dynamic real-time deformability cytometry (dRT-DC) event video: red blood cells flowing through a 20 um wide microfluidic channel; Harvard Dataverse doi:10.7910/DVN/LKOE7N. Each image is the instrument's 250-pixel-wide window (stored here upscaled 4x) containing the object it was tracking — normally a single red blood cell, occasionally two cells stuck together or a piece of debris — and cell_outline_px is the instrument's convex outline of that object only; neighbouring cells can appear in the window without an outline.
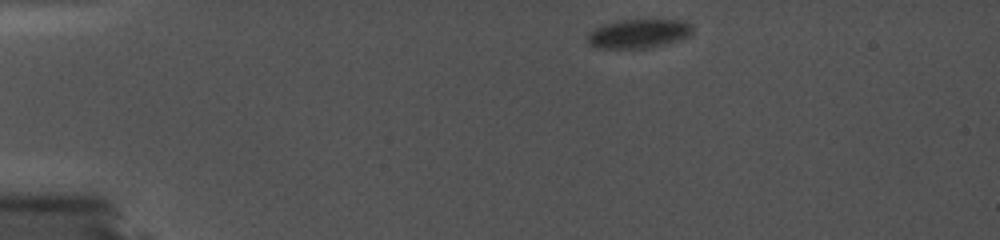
{"species": "common noctule bat (a hibernating species)", "species_latin": "Nyctalus noctula", "temperature_condition": "cold", "stored_images_in_passage": 27, "camera_frame_rate_fps": 5000, "um_per_image_px": 0.085, "animal": {"sex": "female", "body_mass_g": 19.0, "forearm_length_mm": 56.7}, "frame": {"image": 1, "passage_image": 1, "time_ms": 0.0, "image_size_px": [1000, 240], "cell_outline_px": [[692, 32], [688, 36], [680, 40], [648, 48], [596, 48], [588, 44], [588, 32], [604, 24], [620, 20], [684, 20], [692, 24]], "centroid_in_image_um": [54.29, 2.86], "position_along_channel_um": 30.7, "area_um2": 17.74}}
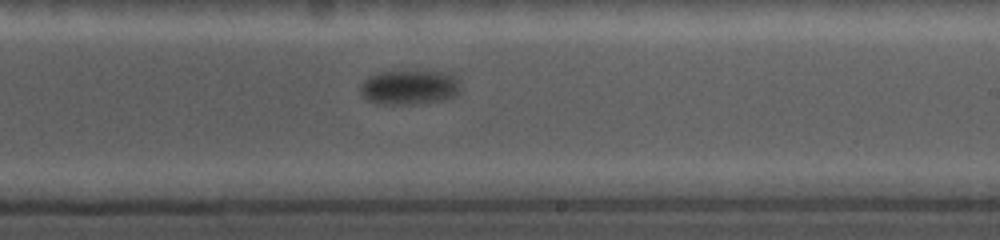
{"frame": {"image": 2, "passage_image": 14, "time_ms": 2.6, "image_size_px": [1000, 240], "cell_outline_px": [[460, 92], [456, 96], [444, 100], [416, 104], [376, 104], [364, 100], [360, 92], [360, 84], [368, 76], [380, 72], [452, 72], [456, 76], [460, 84]], "centroid_in_image_um": [34.8, 7.44], "position_along_channel_um": 254.2, "area_um2": 20.58}}
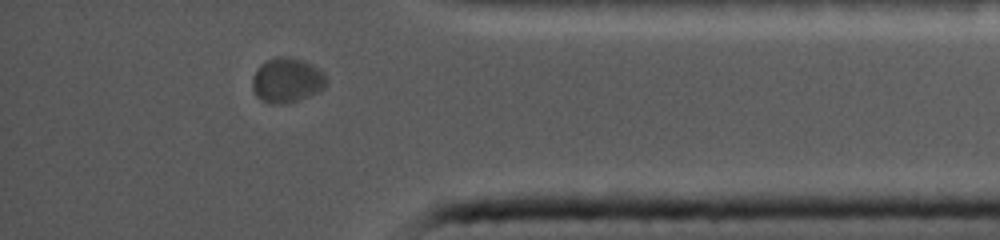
{"frame": {"image": 3, "passage_image": 24, "time_ms": 4.6, "image_size_px": [1000, 240], "cell_outline_px": [[328, 80], [324, 88], [320, 92], [296, 100], [280, 104], [272, 104], [260, 100], [256, 96], [252, 88], [252, 76], [256, 68], [260, 64], [276, 56], [288, 56], [304, 60], [312, 64]], "centroid_in_image_um": [24.35, 6.81], "position_along_channel_um": 410.8, "area_um2": 19.42}}